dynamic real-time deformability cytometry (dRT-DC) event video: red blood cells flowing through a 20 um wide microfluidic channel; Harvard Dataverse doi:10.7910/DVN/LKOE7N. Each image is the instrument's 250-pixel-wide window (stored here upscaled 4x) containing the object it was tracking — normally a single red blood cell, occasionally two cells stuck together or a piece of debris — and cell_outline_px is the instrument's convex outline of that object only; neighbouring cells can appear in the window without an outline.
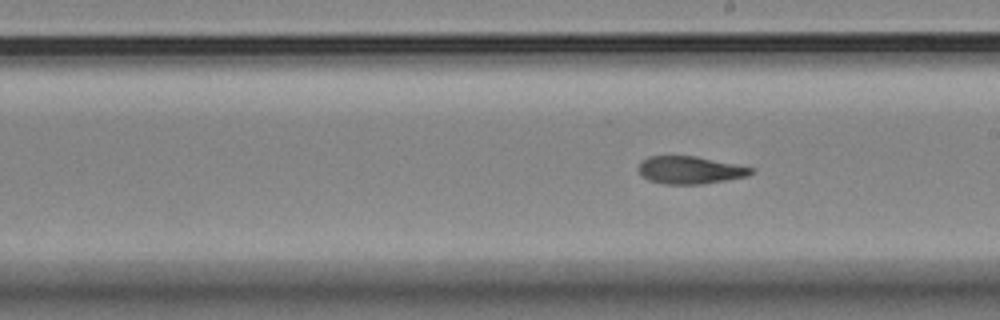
{"species": "Egyptian fruit bat (a non-hibernating species)", "species_latin": "Rousettus aegyptiacus", "temperature_condition": "room temperature", "stored_images_in_passage": 10, "segment_of_instrument_passage": [2, 2], "camera_frame_rate_fps": 3000, "um_per_image_px": 0.085, "animal": {"sex": "female"}, "frame": {"image": 1, "passage_image": 10, "time_ms": 3.0, "image_size_px": [1000, 320], "cell_outline_px": [[752, 172], [748, 176], [700, 184], [664, 184], [648, 180], [640, 176], [640, 160], [648, 156], [696, 156], [752, 168]], "centroid_in_image_um": [58.58, 14.45], "position_along_channel_um": 230.4, "area_um2": 17.86}}